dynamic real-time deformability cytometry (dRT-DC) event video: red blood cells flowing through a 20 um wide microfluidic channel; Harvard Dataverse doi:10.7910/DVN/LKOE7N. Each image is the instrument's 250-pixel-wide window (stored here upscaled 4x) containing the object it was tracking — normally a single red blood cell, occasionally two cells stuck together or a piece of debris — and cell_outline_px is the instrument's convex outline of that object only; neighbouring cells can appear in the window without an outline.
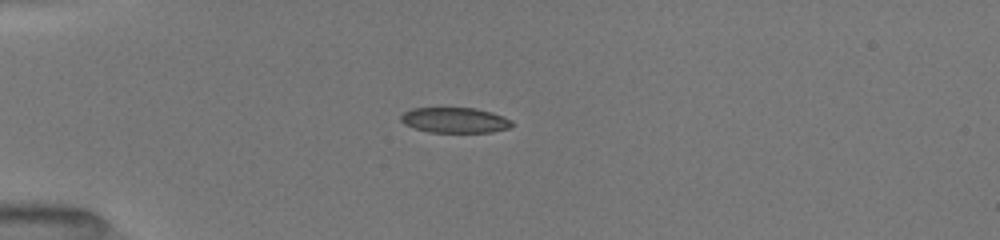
{"species": "common noctule bat (a hibernating species)", "species_latin": "Nyctalus noctula", "temperature_condition": "room temperature", "stored_images_in_passage": 42, "camera_frame_rate_fps": 3000, "um_per_image_px": 0.085, "animal": {"sex": "female", "body_mass_g": 19.5, "forearm_length_mm": 54.1}, "frame": {"image": 1, "passage_image": 12, "time_ms": 4.333, "image_size_px": [1000, 240], "cell_outline_px": [[512, 128], [492, 132], [428, 132], [404, 124], [400, 120], [400, 116], [404, 112], [412, 108], [476, 108], [492, 112], [512, 120]], "centroid_in_image_um": [38.68, 10.21], "position_along_channel_um": 46.3, "area_um2": 16.47}}
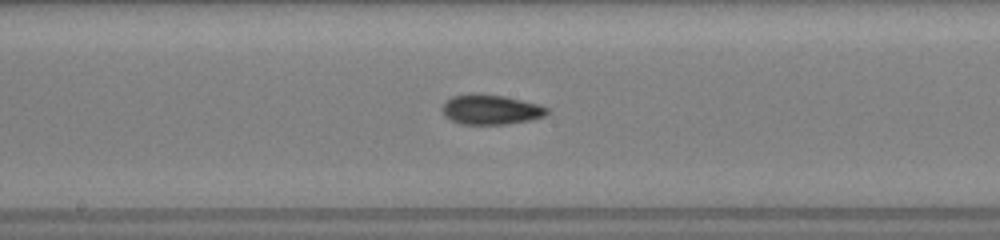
{"frame": {"image": 2, "passage_image": 26, "time_ms": 9.0, "image_size_px": [1000, 240], "cell_outline_px": [[548, 112], [544, 116], [528, 120], [504, 124], [460, 124], [444, 116], [440, 108], [452, 96], [472, 92], [504, 96], [536, 104], [548, 108]], "centroid_in_image_um": [41.65, 9.3], "position_along_channel_um": 206.6, "area_um2": 18.15}}
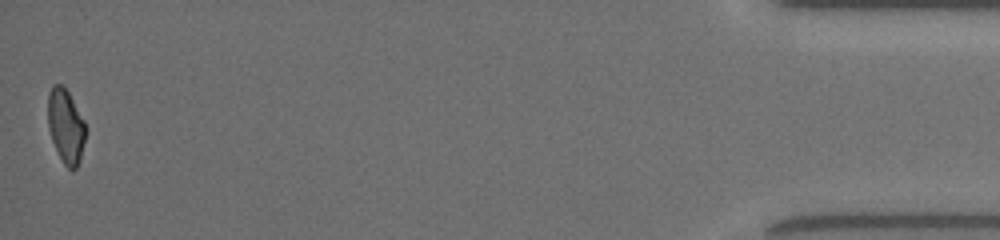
{"frame": {"image": 3, "passage_image": 42, "time_ms": 16.667, "image_size_px": [1000, 240], "cell_outline_px": [[84, 140], [80, 160], [76, 168], [72, 172], [64, 164], [52, 140], [48, 128], [48, 92], [52, 84], [64, 84], [84, 120]], "centroid_in_image_um": [5.57, 10.68], "position_along_channel_um": 429.6, "area_um2": 16.18}, "authors_computed_cell_mechanics": {"area_um2": 17.2244, "velocity_mm_per_s": 4.011, "shape_relaxation_time_tau1_ms": 6.8105, "shape_relaxation_time_tau2_ms": 2.4886, "deformation_change_tau1": 0.1491, "deformation_change_tau2": 0.0818}}